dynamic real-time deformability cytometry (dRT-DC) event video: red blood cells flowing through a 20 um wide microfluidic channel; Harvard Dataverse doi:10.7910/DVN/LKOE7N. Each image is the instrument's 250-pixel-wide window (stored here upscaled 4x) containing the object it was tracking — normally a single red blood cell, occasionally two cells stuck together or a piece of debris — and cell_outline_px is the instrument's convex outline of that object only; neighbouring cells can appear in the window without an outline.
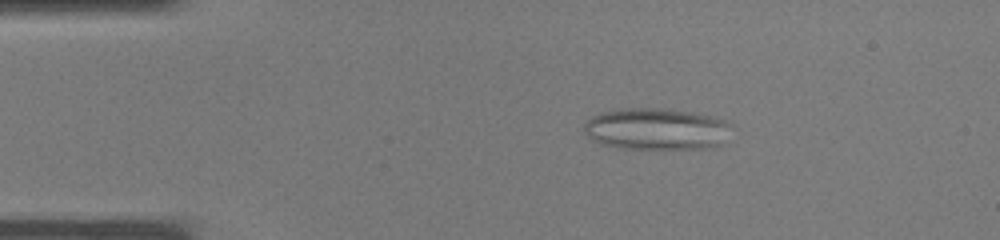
{"species": "common noctule bat (a hibernating species)", "species_latin": "Nyctalus noctula", "temperature_condition": "warm", "stored_images_in_passage": 37, "segment_of_instrument_passage": [1, 2], "camera_frame_rate_fps": 3000, "um_per_image_px": 0.085, "animal": {"sex": "male", "body_mass_g": 19.0, "forearm_length_mm": 50.8}, "frame": {"image": 1, "passage_image": 7, "time_ms": 2.0, "image_size_px": [1000, 240], "cell_outline_px": [[732, 124], [724, 144], [716, 148], [620, 148], [600, 144], [592, 140], [584, 132], [584, 124], [592, 116], [600, 112], [628, 108], [660, 108], [716, 116]], "centroid_in_image_um": [55.82, 10.97], "position_along_channel_um": 29.2, "area_um2": 36.07}}